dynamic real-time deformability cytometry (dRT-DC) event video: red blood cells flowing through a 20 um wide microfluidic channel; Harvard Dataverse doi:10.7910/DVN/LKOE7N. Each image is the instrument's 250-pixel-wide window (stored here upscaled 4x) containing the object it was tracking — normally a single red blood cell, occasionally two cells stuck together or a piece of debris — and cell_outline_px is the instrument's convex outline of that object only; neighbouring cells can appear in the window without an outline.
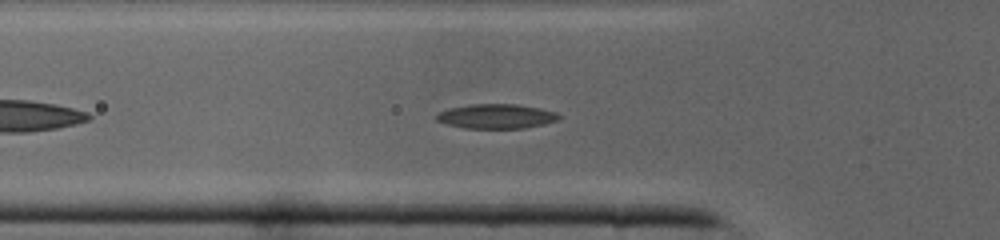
{"species": "common noctule bat (a hibernating species)", "species_latin": "Nyctalus noctula", "temperature_condition": "cold", "stored_images_in_passage": 26, "camera_frame_rate_fps": 3000, "um_per_image_px": 0.085, "animal": {"sex": "male", "body_mass_g": 19.0, "forearm_length_mm": 50.8}, "frame": {"image": 1, "passage_image": 2, "time_ms": 0.333, "image_size_px": [1000, 240], "cell_outline_px": [[560, 116], [556, 120], [544, 124], [524, 128], [464, 128], [448, 124], [436, 120], [436, 116], [440, 112], [448, 108], [468, 104], [516, 104], [540, 108], [556, 112]], "centroid_in_image_um": [42.17, 9.88], "position_along_channel_um": 83.6, "area_um2": 17.4}}
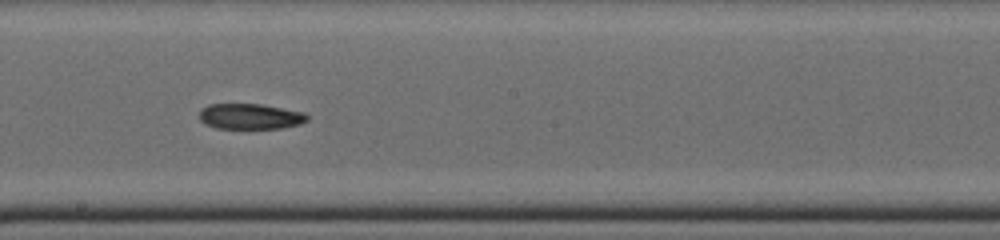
{"frame": {"image": 2, "passage_image": 11, "time_ms": 3.333, "image_size_px": [1000, 240], "cell_outline_px": [[308, 120], [300, 124], [280, 128], [216, 128], [204, 124], [200, 120], [200, 108], [208, 104], [260, 104], [304, 112], [308, 116]], "centroid_in_image_um": [21.24, 9.89], "position_along_channel_um": 227.0, "area_um2": 16.07}}
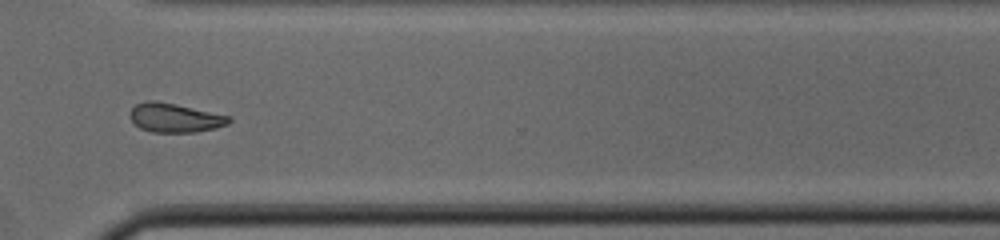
{"frame": {"image": 3, "passage_image": 19, "time_ms": 6.0, "image_size_px": [1000, 240], "cell_outline_px": [[232, 120], [228, 124], [216, 128], [196, 132], [152, 132], [140, 128], [128, 116], [132, 108], [136, 104], [148, 100], [156, 100], [176, 104], [232, 116]], "centroid_in_image_um": [14.89, 10.01], "position_along_channel_um": 355.7, "area_um2": 16.88}}